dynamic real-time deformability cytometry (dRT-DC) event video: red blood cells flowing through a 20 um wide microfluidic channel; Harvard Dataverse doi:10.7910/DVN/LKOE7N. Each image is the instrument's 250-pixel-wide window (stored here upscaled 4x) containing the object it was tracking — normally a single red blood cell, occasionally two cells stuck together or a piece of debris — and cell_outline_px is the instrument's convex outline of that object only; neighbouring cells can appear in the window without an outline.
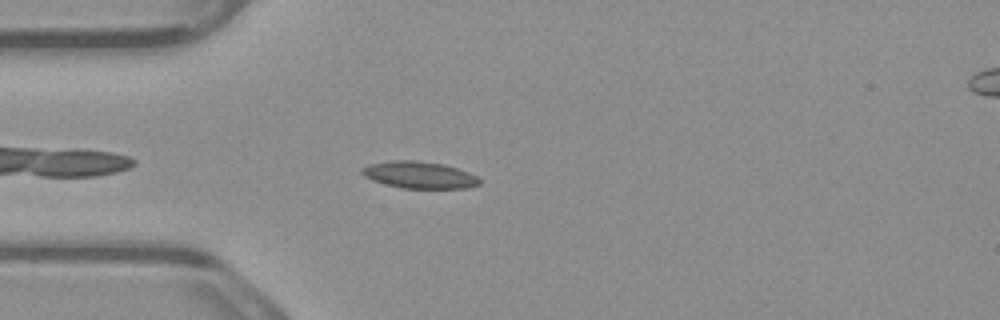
{"species": "common noctule bat (a hibernating species)", "species_latin": "Nyctalus noctula", "temperature_condition": "warm", "stored_images_in_passage": 6, "segment_of_instrument_passage": [1, 2], "camera_frame_rate_fps": 3000, "um_per_image_px": 0.085, "animal": {"sex": "male", "body_mass_g": 23.1, "forearm_length_mm": 52.7}, "frame": {"image": 1, "passage_image": 5, "time_ms": 1.333, "image_size_px": [1000, 320], "cell_outline_px": [[480, 184], [468, 188], [404, 188], [372, 180], [364, 176], [360, 172], [360, 168], [368, 164], [392, 160], [416, 160], [444, 164], [468, 172], [476, 176], [480, 180]], "centroid_in_image_um": [35.62, 14.86], "position_along_channel_um": 49.4, "area_um2": 18.38}}